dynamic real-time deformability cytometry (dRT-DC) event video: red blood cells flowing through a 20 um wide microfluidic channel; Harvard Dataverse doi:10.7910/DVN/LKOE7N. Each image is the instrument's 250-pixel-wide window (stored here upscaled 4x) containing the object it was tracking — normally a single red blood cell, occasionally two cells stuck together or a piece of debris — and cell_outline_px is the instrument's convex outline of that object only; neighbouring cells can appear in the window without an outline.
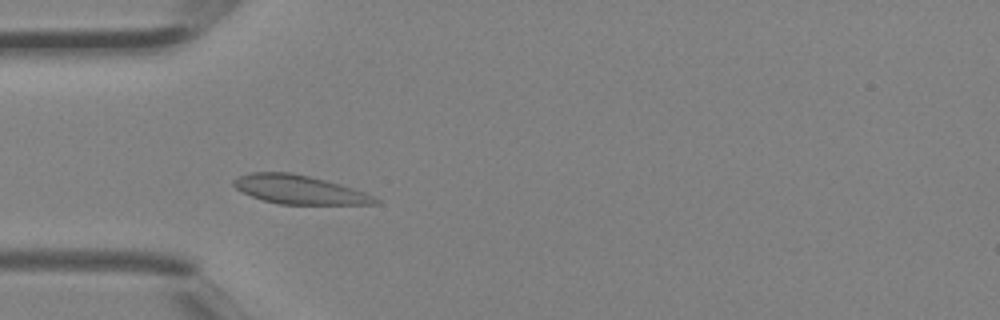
{"species": "Egyptian fruit bat (a non-hibernating species)", "species_latin": "Rousettus aegyptiacus", "temperature_condition": "room temperature", "stored_images_in_passage": 3, "camera_frame_rate_fps": 3000, "um_per_image_px": 0.085, "animal": {"sex": "female"}, "frame": {"image": 1, "passage_image": 3, "time_ms": 0.667, "image_size_px": [1000, 320], "cell_outline_px": [[380, 200], [376, 204], [280, 204], [264, 200], [252, 196], [236, 188], [232, 184], [232, 180], [240, 176], [252, 172], [292, 172], [340, 184], [364, 192]], "centroid_in_image_um": [25.42, 16.11], "position_along_channel_um": 59.6, "area_um2": 23.35}}